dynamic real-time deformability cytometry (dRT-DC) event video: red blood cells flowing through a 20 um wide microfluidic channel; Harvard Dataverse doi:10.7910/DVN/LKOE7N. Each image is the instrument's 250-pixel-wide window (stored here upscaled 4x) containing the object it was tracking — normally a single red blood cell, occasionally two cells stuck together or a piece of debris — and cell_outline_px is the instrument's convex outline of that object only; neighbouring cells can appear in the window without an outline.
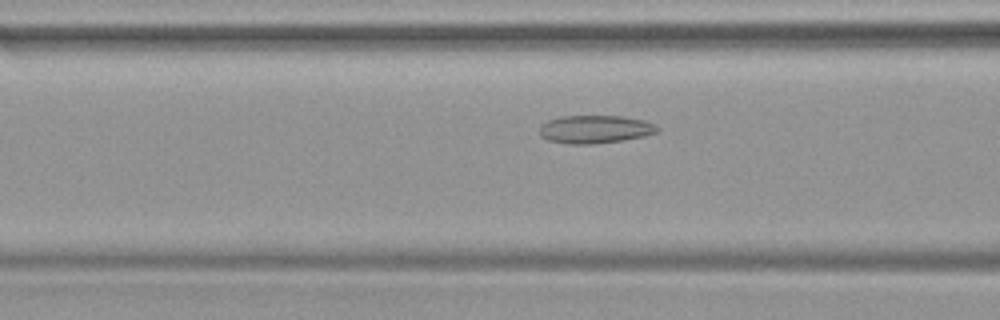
{"species": "common noctule bat (a hibernating species)", "species_latin": "Nyctalus noctula", "temperature_condition": "warm", "stored_images_in_passage": 46, "camera_frame_rate_fps": 3000, "um_per_image_px": 0.085, "animal": {"sex": "female", "body_mass_g": 19.9}, "frame": {"image": 1, "passage_image": 17, "time_ms": 5.333, "image_size_px": [1000, 320], "cell_outline_px": [[660, 128], [656, 132], [644, 136], [620, 140], [592, 144], [572, 144], [548, 140], [540, 136], [540, 124], [548, 120], [560, 116], [624, 116], [644, 120], [656, 124]], "centroid_in_image_um": [50.57, 10.97], "position_along_channel_um": 116.0, "area_um2": 19.25}}
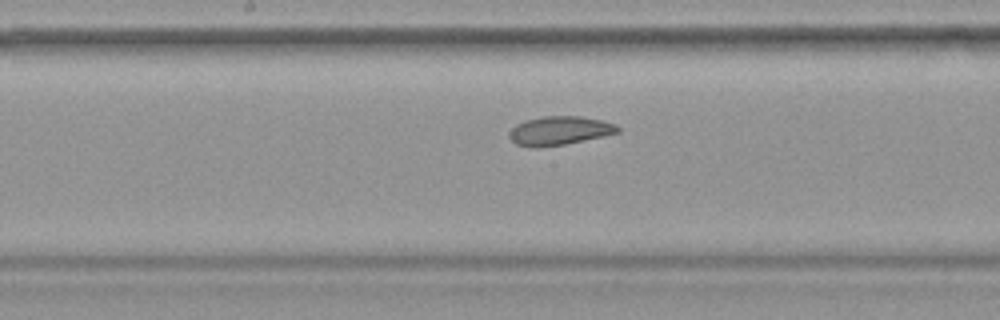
{"frame": {"image": 2, "passage_image": 23, "time_ms": 7.333, "image_size_px": [1000, 320], "cell_outline_px": [[620, 132], [564, 144], [536, 148], [516, 144], [508, 136], [508, 132], [516, 124], [524, 120], [544, 116], [580, 116], [600, 120], [616, 124], [620, 128]], "centroid_in_image_um": [47.52, 11.1], "position_along_channel_um": 200.7, "area_um2": 18.09}}
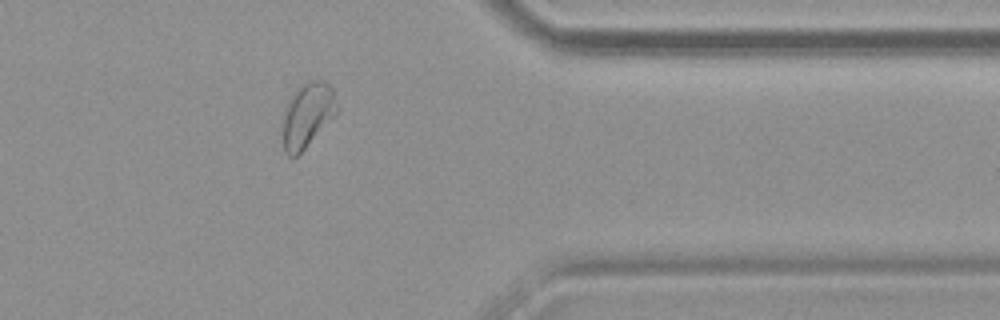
{"frame": {"image": 3, "passage_image": 37, "time_ms": 12.0, "image_size_px": [1000, 320], "cell_outline_px": [[340, 108], [304, 148], [296, 156], [288, 156], [284, 152], [284, 108], [296, 92], [308, 80], [324, 80], [332, 88]], "centroid_in_image_um": [26.16, 9.75], "position_along_channel_um": 385.2, "area_um2": 19.65}}